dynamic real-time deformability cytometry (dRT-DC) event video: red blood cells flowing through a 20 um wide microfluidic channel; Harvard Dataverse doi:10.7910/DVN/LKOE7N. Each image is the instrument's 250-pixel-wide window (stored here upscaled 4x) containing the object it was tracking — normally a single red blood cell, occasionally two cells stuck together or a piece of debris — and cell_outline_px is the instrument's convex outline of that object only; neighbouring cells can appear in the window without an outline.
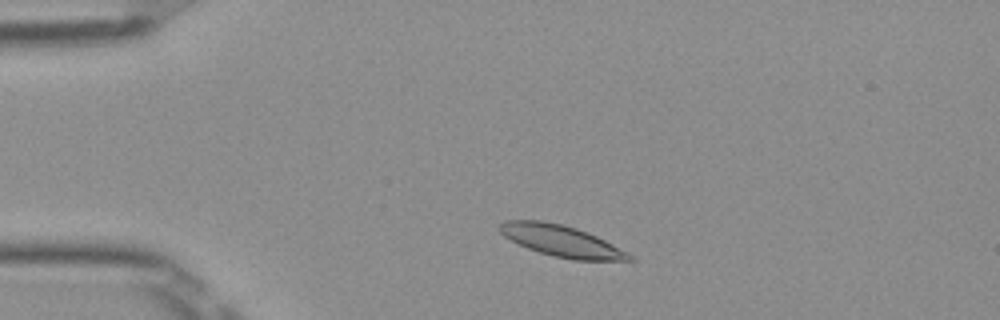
{"species": "Egyptian fruit bat (a non-hibernating species)", "species_latin": "Rousettus aegyptiacus", "temperature_condition": "room temperature", "stored_images_in_passage": 46, "camera_frame_rate_fps": 3000, "um_per_image_px": 0.085, "frame": {"image": 1, "passage_image": 6, "time_ms": 1.667, "image_size_px": [1000, 320], "cell_outline_px": [[636, 260], [572, 260], [552, 256], [528, 248], [504, 236], [496, 228], [504, 220], [540, 220], [560, 224], [576, 228], [588, 232], [636, 256]], "centroid_in_image_um": [47.73, 20.48], "position_along_channel_um": 37.3, "area_um2": 23.64}}
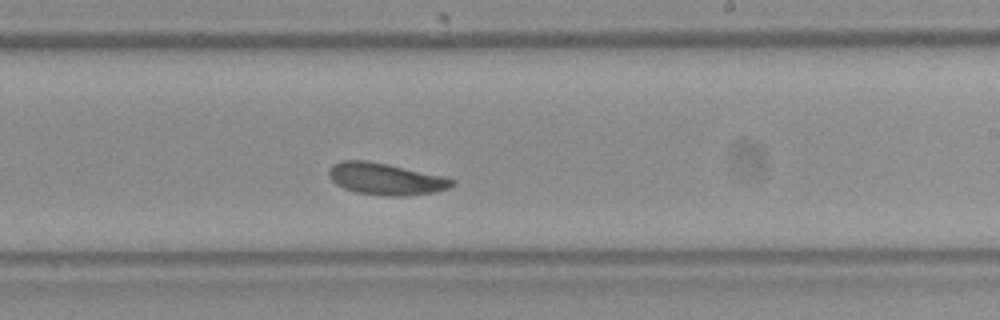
{"frame": {"image": 2, "passage_image": 26, "time_ms": 8.333, "image_size_px": [1000, 320], "cell_outline_px": [[456, 180], [448, 188], [432, 192], [404, 196], [384, 196], [356, 192], [344, 188], [336, 184], [328, 176], [328, 172], [332, 164], [340, 160], [368, 160], [388, 164], [444, 176]], "centroid_in_image_um": [32.74, 15.2], "position_along_channel_um": 256.3, "area_um2": 22.83}}
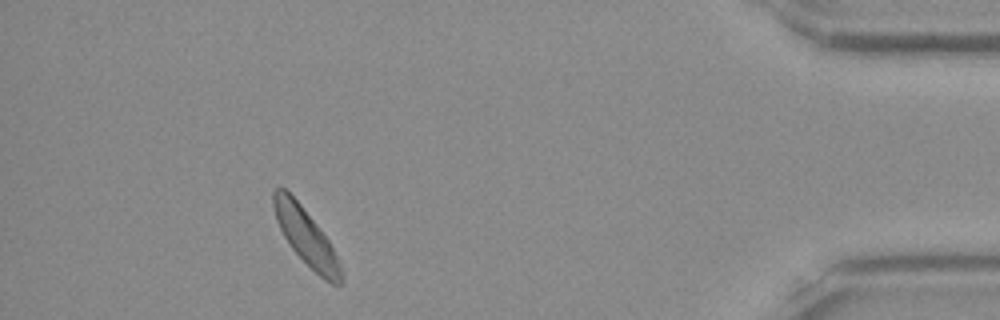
{"frame": {"image": 3, "passage_image": 42, "time_ms": 13.667, "image_size_px": [1000, 320], "cell_outline_px": [[344, 284], [332, 284], [324, 280], [292, 248], [284, 236], [276, 220], [272, 204], [272, 192], [276, 188], [284, 188], [300, 204], [328, 240], [344, 272]], "centroid_in_image_um": [26.02, 20.16], "position_along_channel_um": 409.2, "area_um2": 21.73}, "authors_computed_cell_mechanics": {"area_um2": 22.7443, "velocity_mm_per_s": 3.8764, "shape_relaxation_time_tau1_ms": 3.8841, "shape_relaxation_time_tau2_ms": 4.4564, "deformation_change_tau1": 0.111, "deformation_change_tau2": 0.1127}}